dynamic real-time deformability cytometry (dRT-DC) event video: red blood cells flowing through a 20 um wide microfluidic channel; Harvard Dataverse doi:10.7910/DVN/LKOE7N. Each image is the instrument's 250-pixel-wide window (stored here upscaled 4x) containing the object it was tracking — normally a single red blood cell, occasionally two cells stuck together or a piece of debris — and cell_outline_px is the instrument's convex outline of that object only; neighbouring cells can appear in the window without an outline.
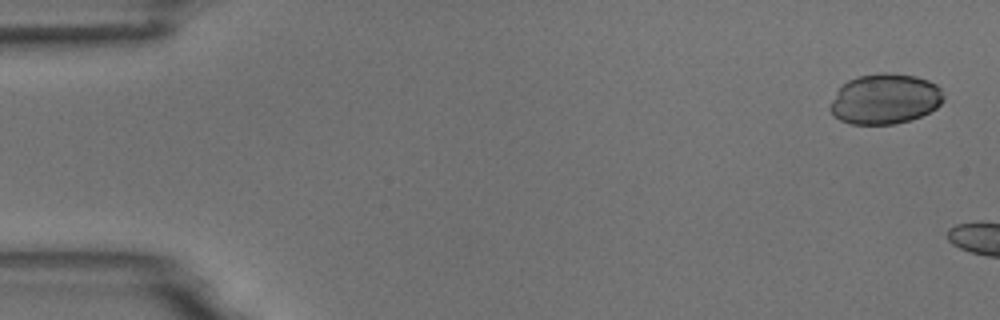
{"species": "common noctule bat (a hibernating species)", "species_latin": "Nyctalus noctula", "temperature_condition": "room temperature", "stored_images_in_passage": 2, "camera_frame_rate_fps": 3000, "um_per_image_px": 0.085, "animal": {"sex": "male", "body_mass_g": 18.8}, "frame": {"image": 1, "passage_image": 1, "time_ms": 0.0, "image_size_px": [1000, 320], "cell_outline_px": [[944, 100], [936, 108], [912, 120], [896, 124], [852, 124], [840, 120], [828, 108], [836, 92], [848, 80], [856, 76], [880, 72], [888, 72], [916, 76], [928, 80], [936, 84], [940, 88], [944, 96]], "centroid_in_image_um": [75.23, 8.4], "position_along_channel_um": 9.8, "area_um2": 33.41}}